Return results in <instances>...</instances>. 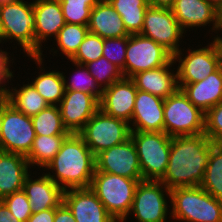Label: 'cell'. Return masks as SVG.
<instances>
[{"label":"cell","instance_id":"cell-15","mask_svg":"<svg viewBox=\"0 0 222 222\" xmlns=\"http://www.w3.org/2000/svg\"><path fill=\"white\" fill-rule=\"evenodd\" d=\"M137 88L131 78L123 77L103 89L99 109L106 115L131 122Z\"/></svg>","mask_w":222,"mask_h":222},{"label":"cell","instance_id":"cell-4","mask_svg":"<svg viewBox=\"0 0 222 222\" xmlns=\"http://www.w3.org/2000/svg\"><path fill=\"white\" fill-rule=\"evenodd\" d=\"M172 217L185 222H222V201L201 186L170 190Z\"/></svg>","mask_w":222,"mask_h":222},{"label":"cell","instance_id":"cell-36","mask_svg":"<svg viewBox=\"0 0 222 222\" xmlns=\"http://www.w3.org/2000/svg\"><path fill=\"white\" fill-rule=\"evenodd\" d=\"M103 38L88 32L80 44L76 54L70 59L73 63L86 65L102 57Z\"/></svg>","mask_w":222,"mask_h":222},{"label":"cell","instance_id":"cell-48","mask_svg":"<svg viewBox=\"0 0 222 222\" xmlns=\"http://www.w3.org/2000/svg\"><path fill=\"white\" fill-rule=\"evenodd\" d=\"M9 1H16V0H0V4L5 3V2H9Z\"/></svg>","mask_w":222,"mask_h":222},{"label":"cell","instance_id":"cell-17","mask_svg":"<svg viewBox=\"0 0 222 222\" xmlns=\"http://www.w3.org/2000/svg\"><path fill=\"white\" fill-rule=\"evenodd\" d=\"M63 202L71 210L75 222H117L90 187L64 191Z\"/></svg>","mask_w":222,"mask_h":222},{"label":"cell","instance_id":"cell-2","mask_svg":"<svg viewBox=\"0 0 222 222\" xmlns=\"http://www.w3.org/2000/svg\"><path fill=\"white\" fill-rule=\"evenodd\" d=\"M46 167L55 171L56 177L46 175L64 191L89 188L96 169L95 155L78 133H70Z\"/></svg>","mask_w":222,"mask_h":222},{"label":"cell","instance_id":"cell-40","mask_svg":"<svg viewBox=\"0 0 222 222\" xmlns=\"http://www.w3.org/2000/svg\"><path fill=\"white\" fill-rule=\"evenodd\" d=\"M54 222H75V218L71 210L64 202L55 208Z\"/></svg>","mask_w":222,"mask_h":222},{"label":"cell","instance_id":"cell-29","mask_svg":"<svg viewBox=\"0 0 222 222\" xmlns=\"http://www.w3.org/2000/svg\"><path fill=\"white\" fill-rule=\"evenodd\" d=\"M200 186L213 197L222 201V144H215Z\"/></svg>","mask_w":222,"mask_h":222},{"label":"cell","instance_id":"cell-14","mask_svg":"<svg viewBox=\"0 0 222 222\" xmlns=\"http://www.w3.org/2000/svg\"><path fill=\"white\" fill-rule=\"evenodd\" d=\"M182 59L180 51L173 55V60L179 59L180 66L177 68L178 84H190L202 81L208 75L215 72L219 67V55L214 43L207 47L189 51Z\"/></svg>","mask_w":222,"mask_h":222},{"label":"cell","instance_id":"cell-24","mask_svg":"<svg viewBox=\"0 0 222 222\" xmlns=\"http://www.w3.org/2000/svg\"><path fill=\"white\" fill-rule=\"evenodd\" d=\"M29 166L26 156L0 151V200L23 190Z\"/></svg>","mask_w":222,"mask_h":222},{"label":"cell","instance_id":"cell-23","mask_svg":"<svg viewBox=\"0 0 222 222\" xmlns=\"http://www.w3.org/2000/svg\"><path fill=\"white\" fill-rule=\"evenodd\" d=\"M174 62L172 59L162 67L138 72L131 79L138 90L166 99L179 89L177 73L169 72Z\"/></svg>","mask_w":222,"mask_h":222},{"label":"cell","instance_id":"cell-39","mask_svg":"<svg viewBox=\"0 0 222 222\" xmlns=\"http://www.w3.org/2000/svg\"><path fill=\"white\" fill-rule=\"evenodd\" d=\"M204 134L212 142L222 144V101L205 113Z\"/></svg>","mask_w":222,"mask_h":222},{"label":"cell","instance_id":"cell-34","mask_svg":"<svg viewBox=\"0 0 222 222\" xmlns=\"http://www.w3.org/2000/svg\"><path fill=\"white\" fill-rule=\"evenodd\" d=\"M86 67L100 87H103L102 83L104 82L102 89L108 88L111 84L124 77L122 70L103 56L87 63ZM99 82L101 83L99 84Z\"/></svg>","mask_w":222,"mask_h":222},{"label":"cell","instance_id":"cell-30","mask_svg":"<svg viewBox=\"0 0 222 222\" xmlns=\"http://www.w3.org/2000/svg\"><path fill=\"white\" fill-rule=\"evenodd\" d=\"M36 135H69L61 118L59 107L49 105L46 109L31 117Z\"/></svg>","mask_w":222,"mask_h":222},{"label":"cell","instance_id":"cell-16","mask_svg":"<svg viewBox=\"0 0 222 222\" xmlns=\"http://www.w3.org/2000/svg\"><path fill=\"white\" fill-rule=\"evenodd\" d=\"M58 106L63 124L70 133H78L99 110V102L82 91L65 90Z\"/></svg>","mask_w":222,"mask_h":222},{"label":"cell","instance_id":"cell-41","mask_svg":"<svg viewBox=\"0 0 222 222\" xmlns=\"http://www.w3.org/2000/svg\"><path fill=\"white\" fill-rule=\"evenodd\" d=\"M8 64H9V57L7 52L0 50V88H3V86L1 87V84L4 81V79L8 80L13 76L12 75L13 72L9 70Z\"/></svg>","mask_w":222,"mask_h":222},{"label":"cell","instance_id":"cell-32","mask_svg":"<svg viewBox=\"0 0 222 222\" xmlns=\"http://www.w3.org/2000/svg\"><path fill=\"white\" fill-rule=\"evenodd\" d=\"M88 25L66 23L55 38L59 49L71 59L77 52L80 44L88 34Z\"/></svg>","mask_w":222,"mask_h":222},{"label":"cell","instance_id":"cell-9","mask_svg":"<svg viewBox=\"0 0 222 222\" xmlns=\"http://www.w3.org/2000/svg\"><path fill=\"white\" fill-rule=\"evenodd\" d=\"M35 136L31 117L7 102L0 111V151L27 156Z\"/></svg>","mask_w":222,"mask_h":222},{"label":"cell","instance_id":"cell-20","mask_svg":"<svg viewBox=\"0 0 222 222\" xmlns=\"http://www.w3.org/2000/svg\"><path fill=\"white\" fill-rule=\"evenodd\" d=\"M33 12L35 14L36 57H41V42L52 35L56 38L66 22L59 0H36L33 2Z\"/></svg>","mask_w":222,"mask_h":222},{"label":"cell","instance_id":"cell-3","mask_svg":"<svg viewBox=\"0 0 222 222\" xmlns=\"http://www.w3.org/2000/svg\"><path fill=\"white\" fill-rule=\"evenodd\" d=\"M140 181L143 179H130L112 173L95 171L90 189L117 222H124L131 210L135 190Z\"/></svg>","mask_w":222,"mask_h":222},{"label":"cell","instance_id":"cell-1","mask_svg":"<svg viewBox=\"0 0 222 222\" xmlns=\"http://www.w3.org/2000/svg\"><path fill=\"white\" fill-rule=\"evenodd\" d=\"M215 144L204 133L173 136L167 169L159 181L170 190L200 186Z\"/></svg>","mask_w":222,"mask_h":222},{"label":"cell","instance_id":"cell-38","mask_svg":"<svg viewBox=\"0 0 222 222\" xmlns=\"http://www.w3.org/2000/svg\"><path fill=\"white\" fill-rule=\"evenodd\" d=\"M1 201L20 222H27L28 218L32 215L31 205L23 190L14 192Z\"/></svg>","mask_w":222,"mask_h":222},{"label":"cell","instance_id":"cell-10","mask_svg":"<svg viewBox=\"0 0 222 222\" xmlns=\"http://www.w3.org/2000/svg\"><path fill=\"white\" fill-rule=\"evenodd\" d=\"M183 33L167 2H152L146 9L140 34L161 44L174 55L181 51L178 43Z\"/></svg>","mask_w":222,"mask_h":222},{"label":"cell","instance_id":"cell-19","mask_svg":"<svg viewBox=\"0 0 222 222\" xmlns=\"http://www.w3.org/2000/svg\"><path fill=\"white\" fill-rule=\"evenodd\" d=\"M164 99L137 89L131 131L163 132Z\"/></svg>","mask_w":222,"mask_h":222},{"label":"cell","instance_id":"cell-26","mask_svg":"<svg viewBox=\"0 0 222 222\" xmlns=\"http://www.w3.org/2000/svg\"><path fill=\"white\" fill-rule=\"evenodd\" d=\"M115 11L121 16L129 34H140L142 31L145 11L151 0H108Z\"/></svg>","mask_w":222,"mask_h":222},{"label":"cell","instance_id":"cell-47","mask_svg":"<svg viewBox=\"0 0 222 222\" xmlns=\"http://www.w3.org/2000/svg\"><path fill=\"white\" fill-rule=\"evenodd\" d=\"M152 2H167L168 0H151Z\"/></svg>","mask_w":222,"mask_h":222},{"label":"cell","instance_id":"cell-44","mask_svg":"<svg viewBox=\"0 0 222 222\" xmlns=\"http://www.w3.org/2000/svg\"><path fill=\"white\" fill-rule=\"evenodd\" d=\"M219 29L222 30V27H220ZM213 43L217 49L219 55L220 68L222 69V38H220L219 36L215 37Z\"/></svg>","mask_w":222,"mask_h":222},{"label":"cell","instance_id":"cell-12","mask_svg":"<svg viewBox=\"0 0 222 222\" xmlns=\"http://www.w3.org/2000/svg\"><path fill=\"white\" fill-rule=\"evenodd\" d=\"M164 192L171 198L170 189L162 182L140 181L135 190L130 213H134L138 222H166L168 207Z\"/></svg>","mask_w":222,"mask_h":222},{"label":"cell","instance_id":"cell-13","mask_svg":"<svg viewBox=\"0 0 222 222\" xmlns=\"http://www.w3.org/2000/svg\"><path fill=\"white\" fill-rule=\"evenodd\" d=\"M96 169L130 179H143L138 154L132 139L100 152L95 157Z\"/></svg>","mask_w":222,"mask_h":222},{"label":"cell","instance_id":"cell-18","mask_svg":"<svg viewBox=\"0 0 222 222\" xmlns=\"http://www.w3.org/2000/svg\"><path fill=\"white\" fill-rule=\"evenodd\" d=\"M167 3L183 31L185 27L206 26L211 21L213 30L221 27V13L205 0H168Z\"/></svg>","mask_w":222,"mask_h":222},{"label":"cell","instance_id":"cell-7","mask_svg":"<svg viewBox=\"0 0 222 222\" xmlns=\"http://www.w3.org/2000/svg\"><path fill=\"white\" fill-rule=\"evenodd\" d=\"M164 132L168 136H187L203 134L205 131V113L195 107L178 89L164 99Z\"/></svg>","mask_w":222,"mask_h":222},{"label":"cell","instance_id":"cell-49","mask_svg":"<svg viewBox=\"0 0 222 222\" xmlns=\"http://www.w3.org/2000/svg\"><path fill=\"white\" fill-rule=\"evenodd\" d=\"M1 31H2V28H1V18H0V42H1Z\"/></svg>","mask_w":222,"mask_h":222},{"label":"cell","instance_id":"cell-42","mask_svg":"<svg viewBox=\"0 0 222 222\" xmlns=\"http://www.w3.org/2000/svg\"><path fill=\"white\" fill-rule=\"evenodd\" d=\"M55 209L32 213L27 222H54Z\"/></svg>","mask_w":222,"mask_h":222},{"label":"cell","instance_id":"cell-11","mask_svg":"<svg viewBox=\"0 0 222 222\" xmlns=\"http://www.w3.org/2000/svg\"><path fill=\"white\" fill-rule=\"evenodd\" d=\"M173 59V54L161 44L142 34H130L126 50L125 77L138 72L162 67Z\"/></svg>","mask_w":222,"mask_h":222},{"label":"cell","instance_id":"cell-21","mask_svg":"<svg viewBox=\"0 0 222 222\" xmlns=\"http://www.w3.org/2000/svg\"><path fill=\"white\" fill-rule=\"evenodd\" d=\"M178 86L195 107L206 113L222 101V69L219 67L202 81Z\"/></svg>","mask_w":222,"mask_h":222},{"label":"cell","instance_id":"cell-46","mask_svg":"<svg viewBox=\"0 0 222 222\" xmlns=\"http://www.w3.org/2000/svg\"><path fill=\"white\" fill-rule=\"evenodd\" d=\"M210 3L215 9L222 13V0H205Z\"/></svg>","mask_w":222,"mask_h":222},{"label":"cell","instance_id":"cell-22","mask_svg":"<svg viewBox=\"0 0 222 222\" xmlns=\"http://www.w3.org/2000/svg\"><path fill=\"white\" fill-rule=\"evenodd\" d=\"M29 176L25 178L23 191L29 200L32 213L55 209L63 202L64 190L48 175L44 174L34 181Z\"/></svg>","mask_w":222,"mask_h":222},{"label":"cell","instance_id":"cell-37","mask_svg":"<svg viewBox=\"0 0 222 222\" xmlns=\"http://www.w3.org/2000/svg\"><path fill=\"white\" fill-rule=\"evenodd\" d=\"M128 36L103 39L102 56L118 66L125 77V61Z\"/></svg>","mask_w":222,"mask_h":222},{"label":"cell","instance_id":"cell-25","mask_svg":"<svg viewBox=\"0 0 222 222\" xmlns=\"http://www.w3.org/2000/svg\"><path fill=\"white\" fill-rule=\"evenodd\" d=\"M90 33L103 39L129 36L121 16L108 0L98 1L91 9L88 23Z\"/></svg>","mask_w":222,"mask_h":222},{"label":"cell","instance_id":"cell-28","mask_svg":"<svg viewBox=\"0 0 222 222\" xmlns=\"http://www.w3.org/2000/svg\"><path fill=\"white\" fill-rule=\"evenodd\" d=\"M68 135H36L33 146L26 156L29 165H40L44 168L54 158V156L61 149L62 143Z\"/></svg>","mask_w":222,"mask_h":222},{"label":"cell","instance_id":"cell-45","mask_svg":"<svg viewBox=\"0 0 222 222\" xmlns=\"http://www.w3.org/2000/svg\"><path fill=\"white\" fill-rule=\"evenodd\" d=\"M6 103H7V89L0 88V111Z\"/></svg>","mask_w":222,"mask_h":222},{"label":"cell","instance_id":"cell-31","mask_svg":"<svg viewBox=\"0 0 222 222\" xmlns=\"http://www.w3.org/2000/svg\"><path fill=\"white\" fill-rule=\"evenodd\" d=\"M31 84L49 105L56 106L64 96V77L61 72L42 73Z\"/></svg>","mask_w":222,"mask_h":222},{"label":"cell","instance_id":"cell-27","mask_svg":"<svg viewBox=\"0 0 222 222\" xmlns=\"http://www.w3.org/2000/svg\"><path fill=\"white\" fill-rule=\"evenodd\" d=\"M7 102L19 112L30 117L49 106L32 84L23 85L19 90L7 89Z\"/></svg>","mask_w":222,"mask_h":222},{"label":"cell","instance_id":"cell-5","mask_svg":"<svg viewBox=\"0 0 222 222\" xmlns=\"http://www.w3.org/2000/svg\"><path fill=\"white\" fill-rule=\"evenodd\" d=\"M27 3L16 0L0 4L1 40L16 39L24 52L37 61V64L42 65V58L36 57L33 3Z\"/></svg>","mask_w":222,"mask_h":222},{"label":"cell","instance_id":"cell-43","mask_svg":"<svg viewBox=\"0 0 222 222\" xmlns=\"http://www.w3.org/2000/svg\"><path fill=\"white\" fill-rule=\"evenodd\" d=\"M0 222H20L0 200Z\"/></svg>","mask_w":222,"mask_h":222},{"label":"cell","instance_id":"cell-33","mask_svg":"<svg viewBox=\"0 0 222 222\" xmlns=\"http://www.w3.org/2000/svg\"><path fill=\"white\" fill-rule=\"evenodd\" d=\"M59 2L66 23L88 25L91 9L98 0H59Z\"/></svg>","mask_w":222,"mask_h":222},{"label":"cell","instance_id":"cell-8","mask_svg":"<svg viewBox=\"0 0 222 222\" xmlns=\"http://www.w3.org/2000/svg\"><path fill=\"white\" fill-rule=\"evenodd\" d=\"M130 127L126 121L106 115L99 109L78 134L96 157L100 152L130 139Z\"/></svg>","mask_w":222,"mask_h":222},{"label":"cell","instance_id":"cell-6","mask_svg":"<svg viewBox=\"0 0 222 222\" xmlns=\"http://www.w3.org/2000/svg\"><path fill=\"white\" fill-rule=\"evenodd\" d=\"M143 180L159 181L166 172L172 137L163 132L131 131Z\"/></svg>","mask_w":222,"mask_h":222},{"label":"cell","instance_id":"cell-35","mask_svg":"<svg viewBox=\"0 0 222 222\" xmlns=\"http://www.w3.org/2000/svg\"><path fill=\"white\" fill-rule=\"evenodd\" d=\"M74 64L77 65V67H80L82 70L81 69L80 71L78 70L77 75L73 76L74 79L72 80L71 83L69 82V84L66 81L65 76L63 75L65 90L82 91L84 93L92 95L99 102L100 98L102 97L103 89L101 88L100 90L99 88L100 86L97 84L96 79L89 73V70L86 67V65L79 63H74Z\"/></svg>","mask_w":222,"mask_h":222}]
</instances>
